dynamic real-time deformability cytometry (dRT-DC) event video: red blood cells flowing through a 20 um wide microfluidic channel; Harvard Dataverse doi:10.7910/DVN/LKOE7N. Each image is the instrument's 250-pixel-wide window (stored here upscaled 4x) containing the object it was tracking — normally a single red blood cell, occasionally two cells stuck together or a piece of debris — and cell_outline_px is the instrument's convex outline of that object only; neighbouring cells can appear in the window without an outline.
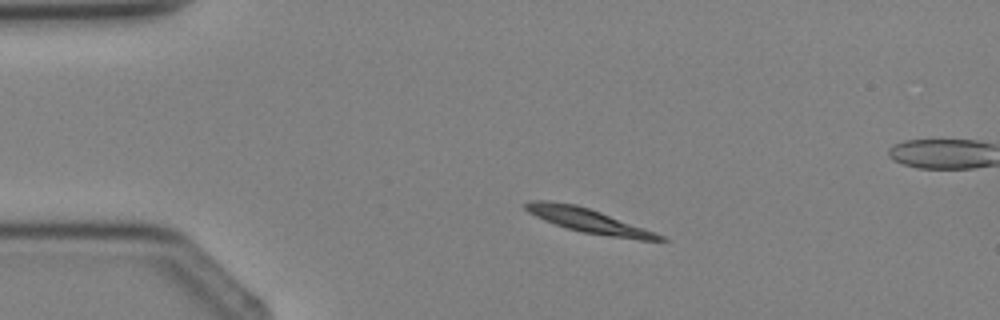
{"species": "Egyptian fruit bat (a non-hibernating species)", "species_latin": "Rousettus aegyptiacus", "temperature_condition": "cold", "stored_images_in_passage": 3, "camera_frame_rate_fps": 3000, "um_per_image_px": 0.085, "animal": {"sex": "female"}, "frame": {"image": 1, "passage_image": 1, "time_ms": 0.0, "image_size_px": [1000, 320], "cell_outline_px": [[668, 240], [640, 240], [584, 232], [568, 228], [544, 220], [528, 212], [524, 208], [524, 204], [528, 200], [552, 200], [576, 204], [600, 212], [656, 232], [664, 236]], "centroid_in_image_um": [49.99, 18.72], "position_along_channel_um": 35.0, "area_um2": 18.67}}